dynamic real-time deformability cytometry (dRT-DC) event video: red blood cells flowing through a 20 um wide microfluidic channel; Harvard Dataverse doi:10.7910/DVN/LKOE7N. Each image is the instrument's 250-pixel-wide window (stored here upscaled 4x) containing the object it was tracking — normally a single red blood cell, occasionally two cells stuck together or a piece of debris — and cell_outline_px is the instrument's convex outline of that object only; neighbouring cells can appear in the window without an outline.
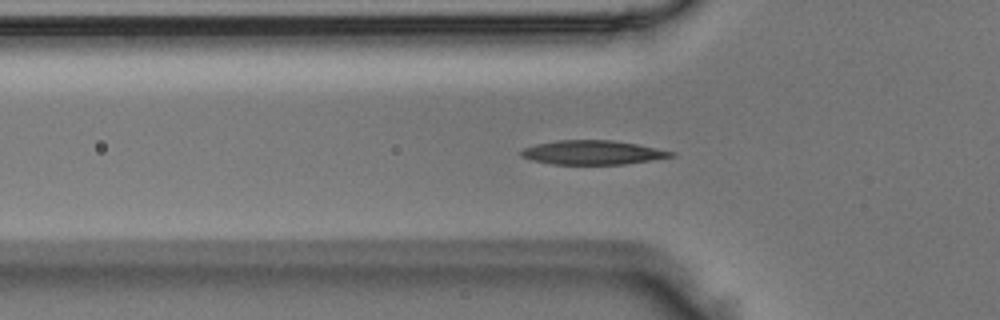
{"species": "Egyptian fruit bat (a non-hibernating species)", "species_latin": "Rousettus aegyptiacus", "temperature_condition": "room temperature", "stored_images_in_passage": 50, "camera_frame_rate_fps": 3000, "um_per_image_px": 0.085, "animal": {"sex": "male"}, "frame": {"image": 1, "passage_image": 15, "time_ms": 4.667, "image_size_px": [1000, 320], "cell_outline_px": [[676, 156], [652, 160], [624, 164], [552, 164], [532, 160], [520, 156], [520, 152], [524, 148], [536, 144], [556, 140], [612, 140], [636, 144], [676, 152]], "centroid_in_image_um": [50.38, 12.96], "position_along_channel_um": 75.4, "area_um2": 21.04}}
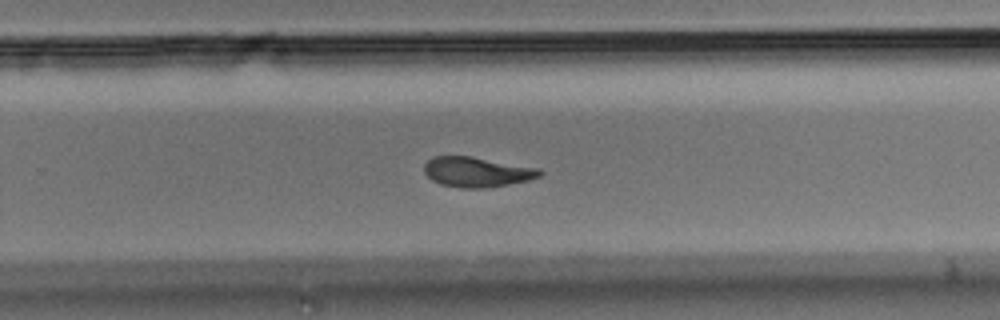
{"frame": {"image": 2, "passage_image": 31, "time_ms": 10.0, "image_size_px": [1000, 320], "cell_outline_px": [[544, 172], [540, 176], [528, 180], [488, 188], [464, 188], [440, 184], [432, 180], [424, 172], [424, 164], [432, 156], [468, 156], [540, 168]], "centroid_in_image_um": [40.53, 14.62], "position_along_channel_um": 289.3, "area_um2": 20.17}}
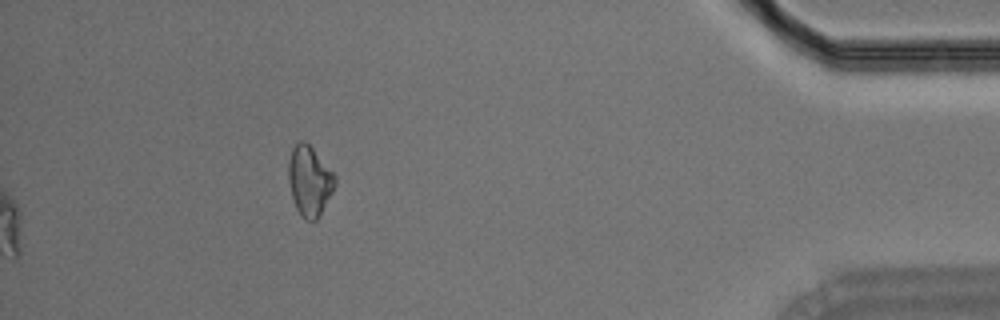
{"frame": {"image": 3, "passage_image": 50, "time_ms": 16.333, "image_size_px": [1000, 320], "cell_outline_px": [[336, 184], [332, 192], [316, 220], [304, 220], [300, 216], [296, 208], [292, 196], [288, 180], [288, 164], [292, 148], [296, 140], [304, 140], [312, 148], [336, 176]], "centroid_in_image_um": [26.28, 15.36], "position_along_channel_um": 408.9, "area_um2": 18.84}}